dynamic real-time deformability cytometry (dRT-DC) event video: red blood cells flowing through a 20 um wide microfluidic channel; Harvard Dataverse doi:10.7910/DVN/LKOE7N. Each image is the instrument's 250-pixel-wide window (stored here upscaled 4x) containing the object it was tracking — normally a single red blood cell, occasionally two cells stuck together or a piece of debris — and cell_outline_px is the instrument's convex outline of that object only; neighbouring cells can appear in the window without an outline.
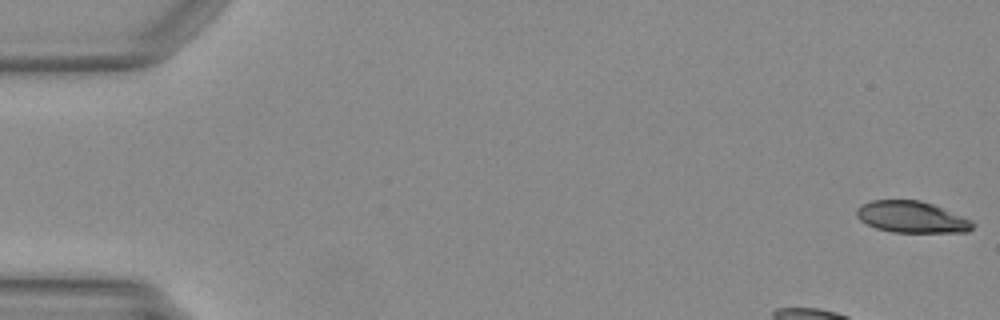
{"species": "Egyptian fruit bat (a non-hibernating species)", "species_latin": "Rousettus aegyptiacus", "temperature_condition": "warm", "stored_images_in_passage": 17, "camera_frame_rate_fps": 3000, "um_per_image_px": 0.085, "animal": {"sex": "female"}, "frame": {"image": 1, "passage_image": 1, "time_ms": 0.0, "image_size_px": [1000, 320], "cell_outline_px": [[976, 224], [968, 232], [892, 232], [876, 228], [860, 220], [856, 216], [856, 208], [860, 204], [872, 200], [920, 200], [932, 204], [972, 220]], "centroid_in_image_um": [77.48, 18.44], "position_along_channel_um": 7.5, "area_um2": 21.33}}